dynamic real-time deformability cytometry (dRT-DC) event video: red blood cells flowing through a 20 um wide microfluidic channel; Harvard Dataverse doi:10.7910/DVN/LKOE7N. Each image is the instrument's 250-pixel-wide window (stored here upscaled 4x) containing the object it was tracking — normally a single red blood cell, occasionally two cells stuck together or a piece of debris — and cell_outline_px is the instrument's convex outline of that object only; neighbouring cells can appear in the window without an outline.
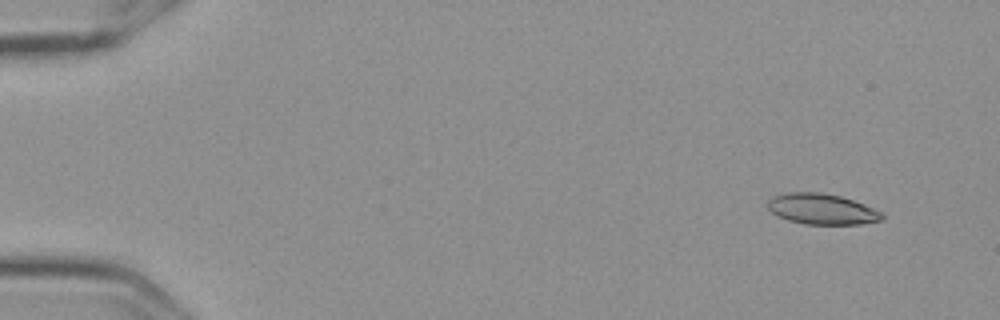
{"species": "Egyptian fruit bat (a non-hibernating species)", "species_latin": "Rousettus aegyptiacus", "temperature_condition": "cold", "stored_images_in_passage": 54, "camera_frame_rate_fps": 3000, "um_per_image_px": 0.085, "frame": {"image": 1, "passage_image": 2, "time_ms": 0.333, "image_size_px": [1000, 320], "cell_outline_px": [[884, 220], [860, 224], [804, 224], [788, 220], [776, 216], [768, 208], [768, 200], [772, 196], [784, 192], [820, 192], [840, 196], [864, 204], [884, 212]], "centroid_in_image_um": [69.86, 17.77], "position_along_channel_um": 15.1, "area_um2": 20.69}}
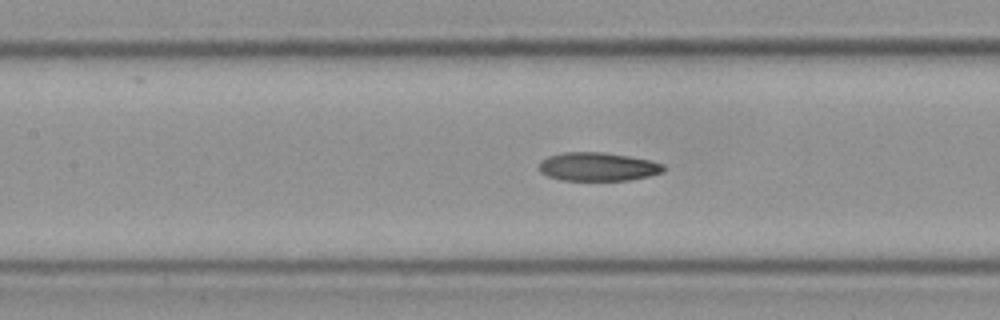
{"frame": {"image": 2, "passage_image": 24, "time_ms": 7.667, "image_size_px": [1000, 320], "cell_outline_px": [[664, 172], [648, 176], [628, 180], [564, 180], [548, 176], [540, 172], [540, 160], [548, 156], [564, 152], [604, 152], [652, 160], [664, 164]], "centroid_in_image_um": [50.83, 14.16], "position_along_channel_um": 156.6, "area_um2": 20.69}}
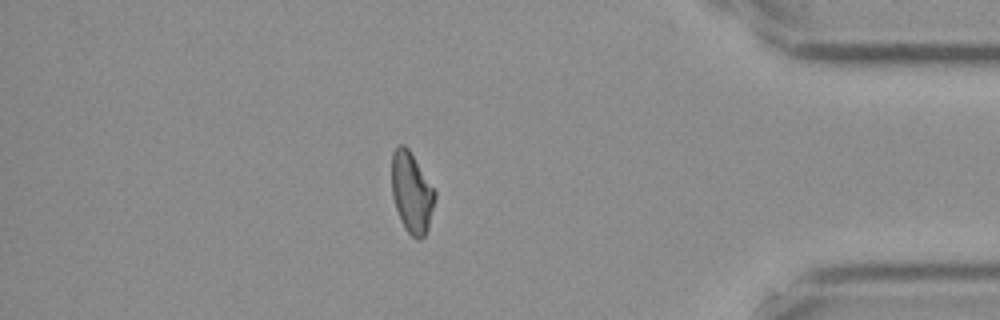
{"frame": {"image": 3, "passage_image": 47, "time_ms": 15.333, "image_size_px": [1000, 320], "cell_outline_px": [[436, 196], [428, 228], [424, 236], [420, 240], [416, 240], [404, 228], [396, 208], [392, 196], [392, 152], [400, 144], [404, 144], [408, 148], [436, 192]], "centroid_in_image_um": [34.99, 16.38], "position_along_channel_um": 400.2, "area_um2": 20.17}, "authors_computed_cell_mechanics": {"area_um2": 20.8658, "velocity_mm_per_s": 3.5984, "shape_relaxation_time_tau1_ms": null, "shape_relaxation_time_tau2_ms": 4.5967, "deformation_change_tau1": null, "deformation_change_tau2": 0.119}}